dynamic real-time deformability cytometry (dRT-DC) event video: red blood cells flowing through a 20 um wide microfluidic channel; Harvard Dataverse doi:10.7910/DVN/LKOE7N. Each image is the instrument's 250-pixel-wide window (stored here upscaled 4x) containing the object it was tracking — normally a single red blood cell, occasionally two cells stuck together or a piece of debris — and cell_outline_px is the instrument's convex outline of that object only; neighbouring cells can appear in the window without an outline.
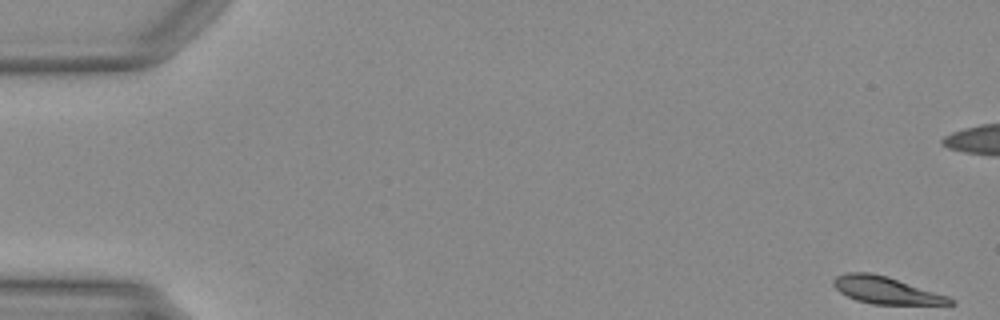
{"species": "Egyptian fruit bat (a non-hibernating species)", "species_latin": "Rousettus aegyptiacus", "temperature_condition": "warm", "stored_images_in_passage": 50, "camera_frame_rate_fps": 3000, "um_per_image_px": 0.085, "animal": {"sex": "female"}, "frame": {"image": 1, "passage_image": 1, "time_ms": 0.0, "image_size_px": [1000, 320], "cell_outline_px": [[956, 304], [872, 304], [856, 300], [840, 292], [832, 284], [832, 280], [836, 276], [844, 272], [868, 272], [888, 276], [948, 296]], "centroid_in_image_um": [75.26, 24.65], "position_along_channel_um": 9.7, "area_um2": 18.32}}
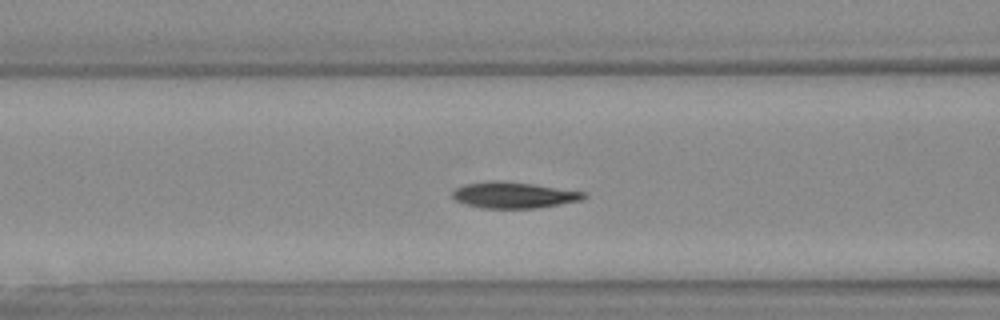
{"frame": {"image": 2, "passage_image": 20, "time_ms": 6.333, "image_size_px": [1000, 320], "cell_outline_px": [[588, 196], [580, 200], [536, 208], [484, 208], [464, 204], [456, 200], [452, 196], [452, 192], [456, 188], [464, 184], [488, 180], [500, 180], [532, 184], [588, 192]], "centroid_in_image_um": [43.65, 16.57], "position_along_channel_um": 122.9, "area_um2": 20.06}}
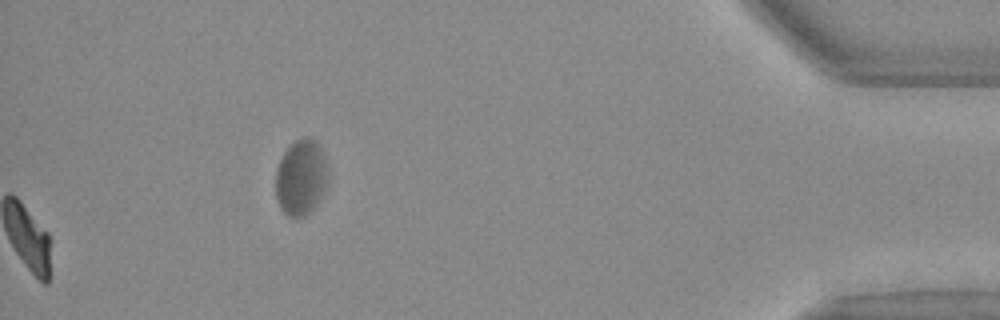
{"frame": {"image": 3, "passage_image": 50, "time_ms": 16.333, "image_size_px": [1000, 320], "cell_outline_px": [[328, 180], [316, 204], [304, 216], [288, 216], [280, 208], [276, 196], [276, 168], [284, 152], [296, 140], [304, 136], [308, 136], [316, 140], [320, 148], [328, 168]], "centroid_in_image_um": [25.58, 15.05], "position_along_channel_um": 409.6, "area_um2": 22.83}}